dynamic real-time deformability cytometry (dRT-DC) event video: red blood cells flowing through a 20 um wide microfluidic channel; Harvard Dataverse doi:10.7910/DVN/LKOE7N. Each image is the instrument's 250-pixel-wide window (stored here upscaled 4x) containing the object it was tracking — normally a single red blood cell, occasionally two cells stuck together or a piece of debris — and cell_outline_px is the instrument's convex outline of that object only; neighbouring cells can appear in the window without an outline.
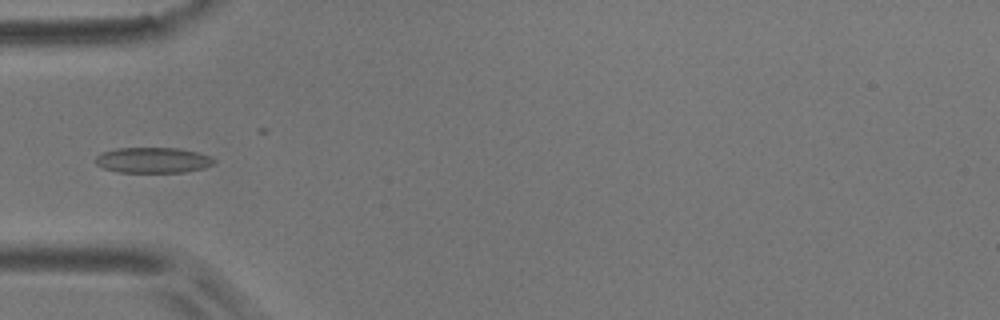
{"species": "common noctule bat (a hibernating species)", "species_latin": "Nyctalus noctula", "temperature_condition": "room temperature", "stored_images_in_passage": 8, "camera_frame_rate_fps": 3000, "um_per_image_px": 0.085, "animal": {"sex": "male", "body_mass_g": 17.9}, "frame": {"image": 1, "passage_image": 4, "time_ms": 1.0, "image_size_px": [1000, 320], "cell_outline_px": [[216, 160], [212, 164], [204, 168], [184, 172], [116, 172], [104, 168], [96, 164], [96, 156], [100, 152], [116, 148], [180, 148], [196, 152], [208, 156]], "centroid_in_image_um": [12.96, 13.61], "position_along_channel_um": 72.0, "area_um2": 17.63}}
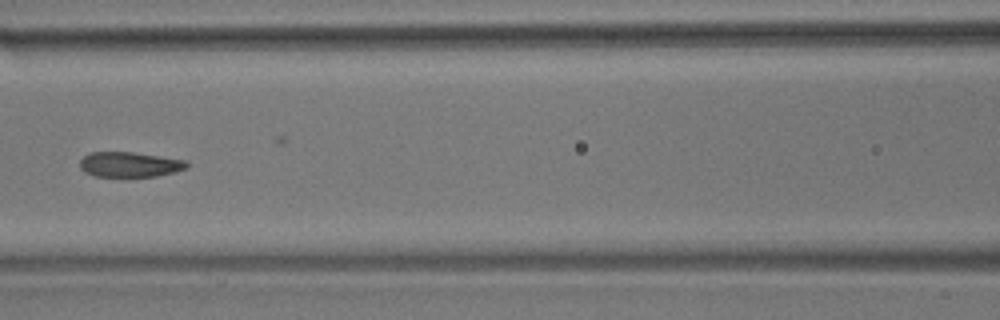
{"frame": {"image": 2, "passage_image": 6, "time_ms": 1.667, "image_size_px": [1000, 320], "cell_outline_px": [[188, 168], [176, 172], [156, 176], [96, 176], [84, 172], [80, 168], [80, 160], [84, 156], [92, 152], [132, 152], [188, 160]], "centroid_in_image_um": [11.06, 13.98], "position_along_channel_um": 155.5, "area_um2": 15.66}}
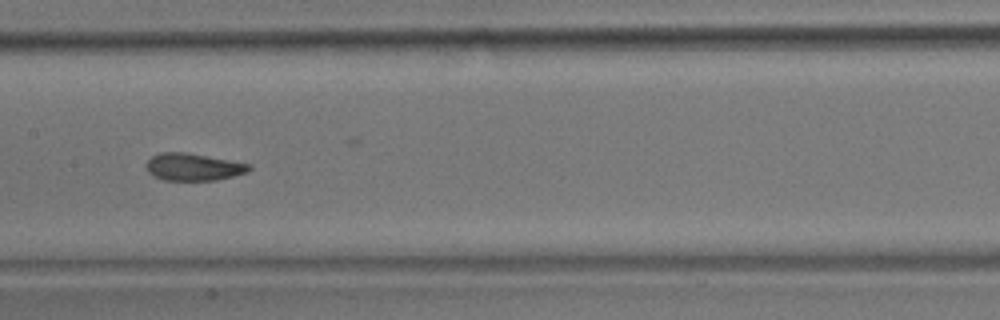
{"frame": {"image": 3, "passage_image": 7, "time_ms": 2.0, "image_size_px": [1000, 320], "cell_outline_px": [[252, 168], [248, 172], [216, 180], [164, 180], [148, 172], [148, 160], [152, 156], [160, 152], [184, 152], [252, 164]], "centroid_in_image_um": [16.47, 14.19], "position_along_channel_um": 190.9, "area_um2": 16.13}}